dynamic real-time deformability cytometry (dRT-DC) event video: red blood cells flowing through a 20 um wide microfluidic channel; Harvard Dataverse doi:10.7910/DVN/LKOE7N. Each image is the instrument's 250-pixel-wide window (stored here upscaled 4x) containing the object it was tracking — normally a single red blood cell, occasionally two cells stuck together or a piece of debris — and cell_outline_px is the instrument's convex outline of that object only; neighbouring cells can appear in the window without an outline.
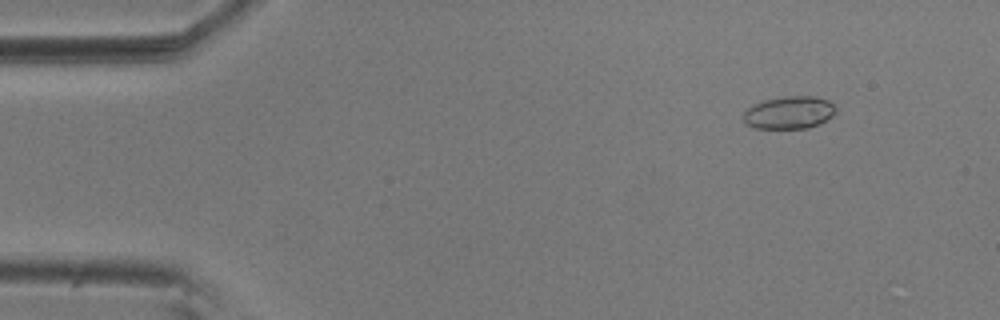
{"species": "common noctule bat (a hibernating species)", "species_latin": "Nyctalus noctula", "temperature_condition": "room temperature", "stored_images_in_passage": 13, "camera_frame_rate_fps": 3000, "um_per_image_px": 0.085, "animal": {"sex": "male", "body_mass_g": 20.5, "forearm_length_mm": 52.5}, "frame": {"image": 1, "passage_image": 6, "time_ms": 1.667, "image_size_px": [1000, 320], "cell_outline_px": [[836, 112], [832, 116], [820, 124], [808, 128], [752, 128], [744, 120], [744, 112], [752, 104], [764, 100], [784, 96], [816, 96], [828, 100], [836, 108]], "centroid_in_image_um": [67.09, 9.56], "position_along_channel_um": 17.9, "area_um2": 17.63}}